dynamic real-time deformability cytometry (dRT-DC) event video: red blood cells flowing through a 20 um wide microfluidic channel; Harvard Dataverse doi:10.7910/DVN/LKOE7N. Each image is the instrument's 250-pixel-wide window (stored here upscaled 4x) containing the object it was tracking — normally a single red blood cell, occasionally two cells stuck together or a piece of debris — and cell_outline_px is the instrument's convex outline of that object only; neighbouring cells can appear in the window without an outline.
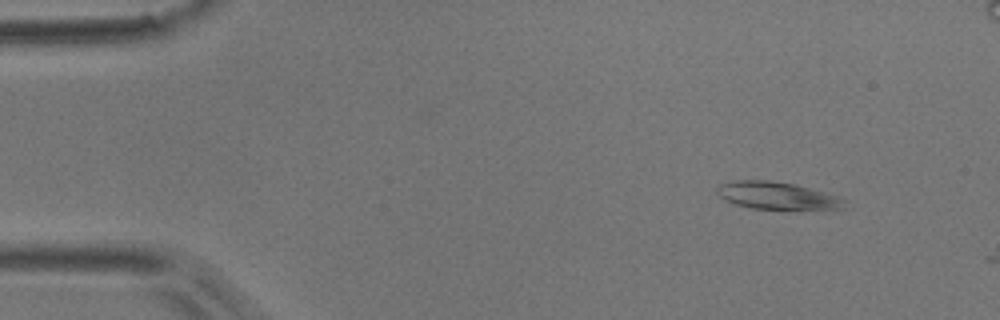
{"species": "common noctule bat (a hibernating species)", "species_latin": "Nyctalus noctula", "temperature_condition": "room temperature", "stored_images_in_passage": 4, "camera_frame_rate_fps": 3000, "um_per_image_px": 0.085, "animal": {"sex": "male", "body_mass_g": 17.9}, "frame": {"image": 1, "passage_image": 2, "time_ms": 1.0, "image_size_px": [1000, 320], "cell_outline_px": [[844, 208], [752, 208], [732, 204], [724, 200], [716, 192], [716, 188], [720, 184], [732, 180], [768, 180], [796, 184], [824, 192], [836, 196], [844, 200]], "centroid_in_image_um": [65.93, 16.6], "position_along_channel_um": 19.1, "area_um2": 19.94}}